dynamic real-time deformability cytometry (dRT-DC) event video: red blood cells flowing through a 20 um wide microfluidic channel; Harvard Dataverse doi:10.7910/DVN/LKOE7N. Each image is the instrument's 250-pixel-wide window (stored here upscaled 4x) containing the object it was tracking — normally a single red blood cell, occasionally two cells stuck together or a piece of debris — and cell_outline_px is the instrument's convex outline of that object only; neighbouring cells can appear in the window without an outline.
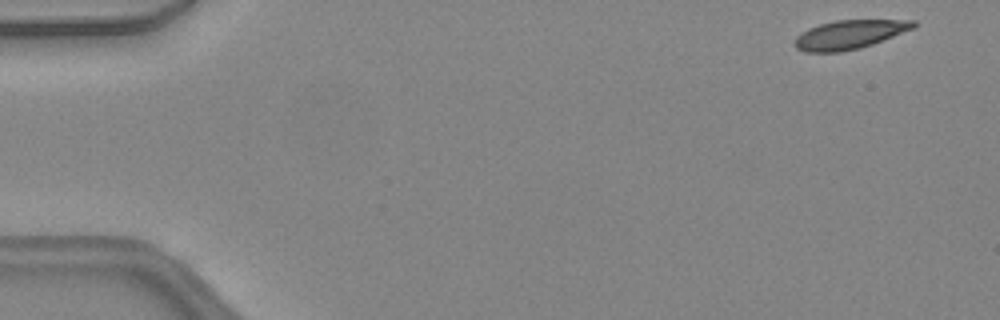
{"species": "common noctule bat (a hibernating species)", "species_latin": "Nyctalus noctula", "temperature_condition": "warm", "stored_images_in_passage": 45, "camera_frame_rate_fps": 3000, "um_per_image_px": 0.085, "animal": {"sex": "female", "body_mass_g": 24.6, "forearm_length_mm": 56.2}, "frame": {"image": 1, "passage_image": 1, "time_ms": 0.0, "image_size_px": [1000, 320], "cell_outline_px": [[916, 28], [872, 44], [860, 48], [840, 52], [804, 52], [796, 48], [792, 44], [796, 36], [800, 32], [808, 28], [820, 24], [836, 20], [916, 20]], "centroid_in_image_um": [72.18, 2.94], "position_along_channel_um": 12.8, "area_um2": 20.17}}
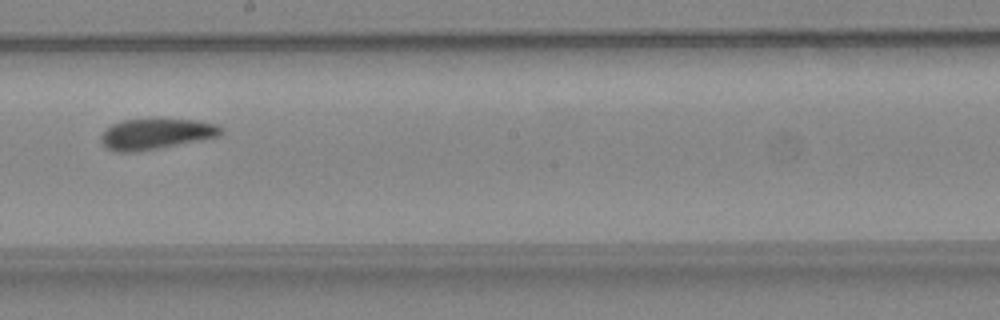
{"frame": {"image": 2, "passage_image": 25, "time_ms": 8.0, "image_size_px": [1000, 320], "cell_outline_px": [[224, 132], [220, 136], [200, 140], [136, 152], [116, 152], [108, 148], [100, 140], [100, 136], [112, 124], [124, 120], [196, 120], [216, 124], [224, 128]], "centroid_in_image_um": [13.29, 11.39], "position_along_channel_um": 234.9, "area_um2": 21.1}}
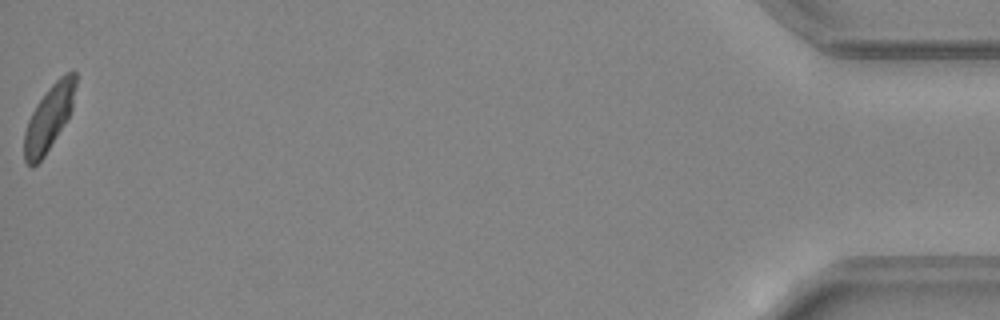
{"frame": {"image": 3, "passage_image": 45, "time_ms": 14.667, "image_size_px": [1000, 320], "cell_outline_px": [[76, 84], [72, 108], [68, 116], [44, 156], [32, 168], [24, 160], [24, 132], [28, 120], [36, 104], [48, 88], [60, 76], [68, 72], [76, 72]], "centroid_in_image_um": [4.14, 10.01], "position_along_channel_um": 431.1, "area_um2": 19.13}, "authors_computed_cell_mechanics": {"area_um2": 21.097, "velocity_mm_per_s": 4.4425, "shape_relaxation_time_tau1_ms": 5.98, "shape_relaxation_time_tau2_ms": 2.6969, "deformation_change_tau1": 0.1443, "deformation_change_tau2": 0.0402}}